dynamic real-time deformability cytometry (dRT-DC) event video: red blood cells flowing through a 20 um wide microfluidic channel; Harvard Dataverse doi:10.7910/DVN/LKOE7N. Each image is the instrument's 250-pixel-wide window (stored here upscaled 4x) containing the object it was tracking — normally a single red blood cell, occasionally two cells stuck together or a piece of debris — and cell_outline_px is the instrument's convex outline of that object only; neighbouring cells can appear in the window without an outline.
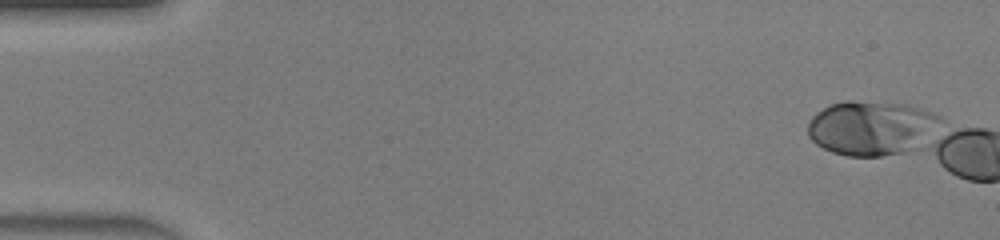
{"species": "human", "species_latin": "Homo sapiens", "temperature_condition": "warm", "stored_images_in_passage": 3, "camera_frame_rate_fps": 3000, "um_per_image_px": 0.085, "donor": {"sex": "male"}, "frame": {"image": 1, "passage_image": 1, "time_ms": 0.0, "image_size_px": [1000, 240], "cell_outline_px": [[940, 120], [916, 148], [900, 152], [880, 156], [848, 156], [832, 152], [816, 144], [808, 136], [808, 120], [816, 112], [828, 104], [848, 100], [852, 100], [904, 104], [932, 112], [940, 116]], "centroid_in_image_um": [73.96, 10.85], "position_along_channel_um": 11.0, "area_um2": 41.44}}